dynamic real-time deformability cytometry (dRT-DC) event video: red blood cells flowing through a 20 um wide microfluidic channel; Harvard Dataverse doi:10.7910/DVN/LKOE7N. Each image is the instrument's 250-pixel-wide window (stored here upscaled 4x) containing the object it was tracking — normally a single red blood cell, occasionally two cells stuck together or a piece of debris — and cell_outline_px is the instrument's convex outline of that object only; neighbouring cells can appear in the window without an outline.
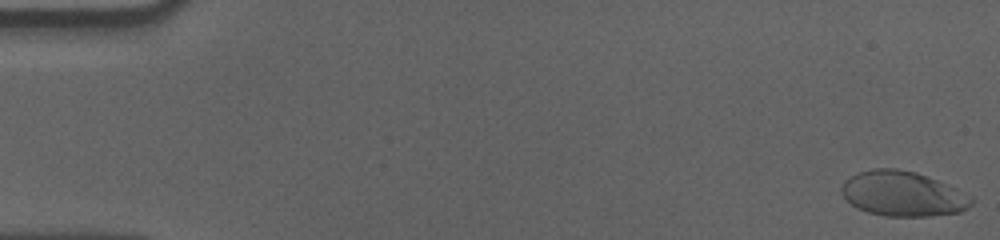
{"species": "human", "species_latin": "Homo sapiens", "temperature_condition": "cold", "stored_images_in_passage": 50, "camera_frame_rate_fps": 3000, "um_per_image_px": 0.085, "donor": {"sex": "male"}, "frame": {"image": 1, "passage_image": 1, "time_ms": 0.0, "image_size_px": [1000, 240], "cell_outline_px": [[976, 200], [968, 208], [960, 212], [928, 216], [884, 216], [868, 212], [856, 208], [840, 192], [840, 188], [844, 180], [860, 172], [872, 168], [896, 168], [916, 172], [948, 184], [956, 188]], "centroid_in_image_um": [76.74, 16.47], "position_along_channel_um": 8.3, "area_um2": 34.1}}
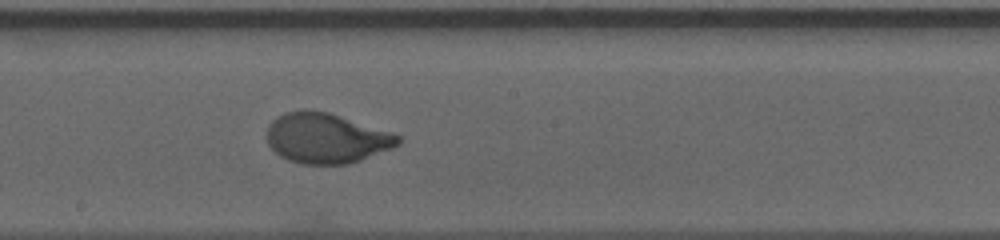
{"frame": {"image": 2, "passage_image": 32, "time_ms": 10.333, "image_size_px": [1000, 240], "cell_outline_px": [[400, 144], [392, 148], [360, 160], [348, 164], [300, 164], [288, 160], [280, 156], [268, 144], [268, 128], [272, 120], [276, 116], [288, 112], [328, 112], [392, 132], [400, 136]], "centroid_in_image_um": [27.76, 11.77], "position_along_channel_um": 220.4, "area_um2": 37.74}}
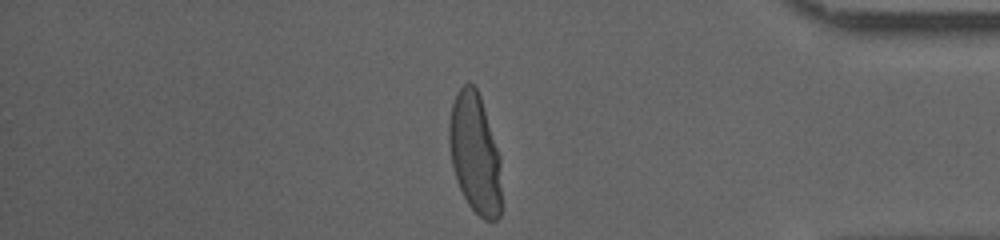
{"frame": {"image": 3, "passage_image": 49, "time_ms": 16.0, "image_size_px": [1000, 240], "cell_outline_px": [[500, 216], [496, 220], [484, 220], [468, 204], [456, 180], [452, 164], [448, 144], [448, 124], [452, 104], [456, 92], [468, 80], [476, 88], [480, 96], [500, 156]], "centroid_in_image_um": [40.35, 13.02], "position_along_channel_um": 394.9, "area_um2": 36.65}, "authors_computed_cell_mechanics": {"area_um2": 37.3099, "velocity_mm_per_s": 3.5458, "shape_relaxation_time_tau1_ms": 4.5166, "shape_relaxation_time_tau2_ms": null, "deformation_change_tau1": 0.2096, "deformation_change_tau2": null}}